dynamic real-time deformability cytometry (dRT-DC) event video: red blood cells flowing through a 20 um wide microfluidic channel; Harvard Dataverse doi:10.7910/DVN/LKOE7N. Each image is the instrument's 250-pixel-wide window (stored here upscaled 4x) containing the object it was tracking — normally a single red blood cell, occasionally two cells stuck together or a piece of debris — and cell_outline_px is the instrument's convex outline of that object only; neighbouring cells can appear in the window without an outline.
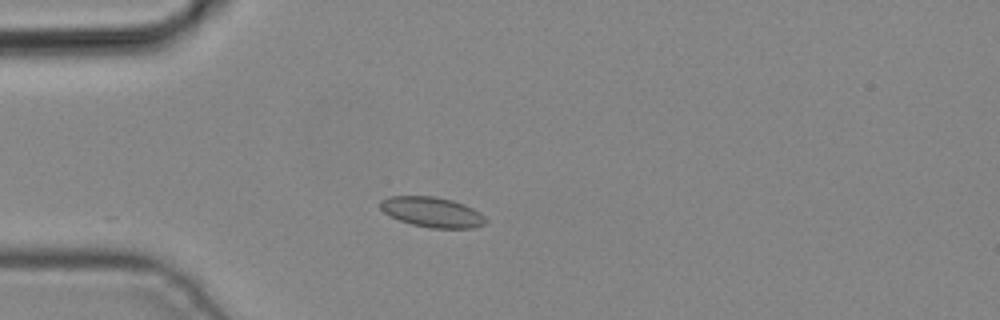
{"species": "common noctule bat (a hibernating species)", "species_latin": "Nyctalus noctula", "temperature_condition": "cold", "stored_images_in_passage": 3, "camera_frame_rate_fps": 3000, "um_per_image_px": 0.085, "animal": {"sex": "male", "body_mass_g": 19.2, "forearm_length_mm": 51.8}, "frame": {"image": 1, "passage_image": 2, "time_ms": 0.333, "image_size_px": [1000, 320], "cell_outline_px": [[488, 220], [484, 224], [476, 228], [432, 228], [412, 224], [400, 220], [384, 212], [380, 208], [380, 200], [388, 196], [436, 196], [452, 200], [464, 204], [480, 212]], "centroid_in_image_um": [36.75, 18.02], "position_along_channel_um": 48.2, "area_um2": 18.55}}